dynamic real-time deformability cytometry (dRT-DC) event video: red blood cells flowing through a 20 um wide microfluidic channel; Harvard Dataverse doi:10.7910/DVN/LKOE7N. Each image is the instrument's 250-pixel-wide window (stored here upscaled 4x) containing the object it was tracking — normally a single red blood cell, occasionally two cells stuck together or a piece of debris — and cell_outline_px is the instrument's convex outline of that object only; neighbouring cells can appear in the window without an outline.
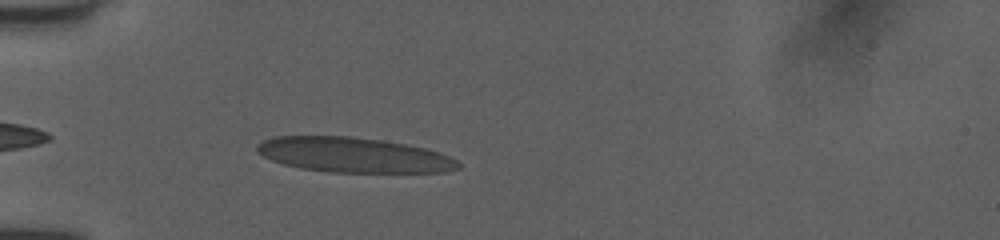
{"species": "human", "species_latin": "Homo sapiens", "temperature_condition": "room temperature", "stored_images_in_passage": 37, "camera_frame_rate_fps": 3000, "um_per_image_px": 0.085, "donor": {"sex": "female"}, "frame": {"image": 1, "passage_image": 2, "time_ms": 0.333, "image_size_px": [1000, 240], "cell_outline_px": [[460, 168], [444, 172], [328, 172], [300, 168], [284, 164], [272, 160], [264, 156], [256, 148], [256, 144], [264, 140], [276, 136], [352, 136], [408, 144], [440, 152], [456, 160], [460, 164]], "centroid_in_image_um": [30.07, 13.17], "position_along_channel_um": 54.9, "area_um2": 40.92}}
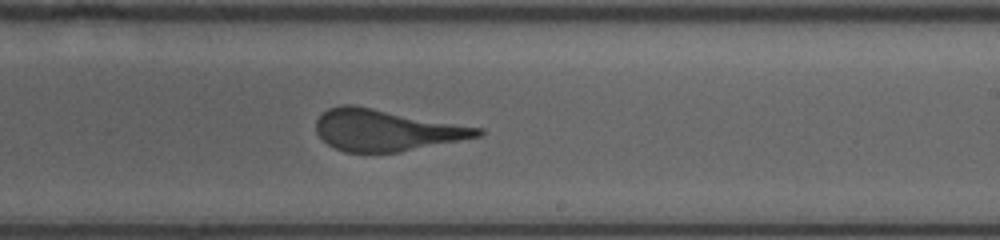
{"frame": {"image": 2, "passage_image": 18, "time_ms": 5.667, "image_size_px": [1000, 240], "cell_outline_px": [[484, 132], [480, 136], [400, 152], [344, 152], [328, 144], [316, 132], [316, 120], [328, 108], [340, 104], [352, 104], [484, 128]], "centroid_in_image_um": [32.82, 11.05], "position_along_channel_um": 256.2, "area_um2": 38.96}}
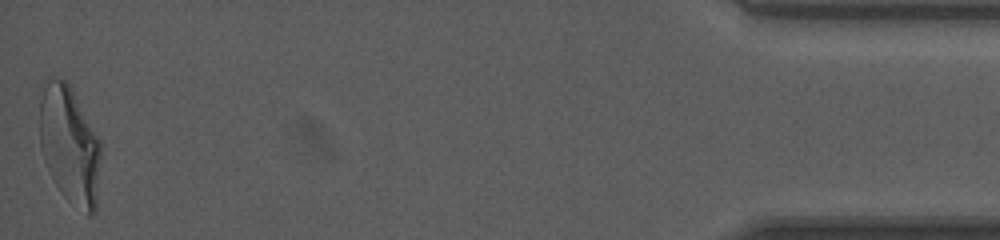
{"frame": {"image": 3, "passage_image": 37, "time_ms": 12.0, "image_size_px": [1000, 240], "cell_outline_px": [[100, 156], [96, 208], [88, 216], [68, 200], [60, 192], [44, 160], [40, 144], [40, 100], [44, 88], [48, 80], [52, 76], [64, 80], [68, 84], [100, 140]], "centroid_in_image_um": [5.91, 12.35], "position_along_channel_um": 429.3, "area_um2": 41.21}}